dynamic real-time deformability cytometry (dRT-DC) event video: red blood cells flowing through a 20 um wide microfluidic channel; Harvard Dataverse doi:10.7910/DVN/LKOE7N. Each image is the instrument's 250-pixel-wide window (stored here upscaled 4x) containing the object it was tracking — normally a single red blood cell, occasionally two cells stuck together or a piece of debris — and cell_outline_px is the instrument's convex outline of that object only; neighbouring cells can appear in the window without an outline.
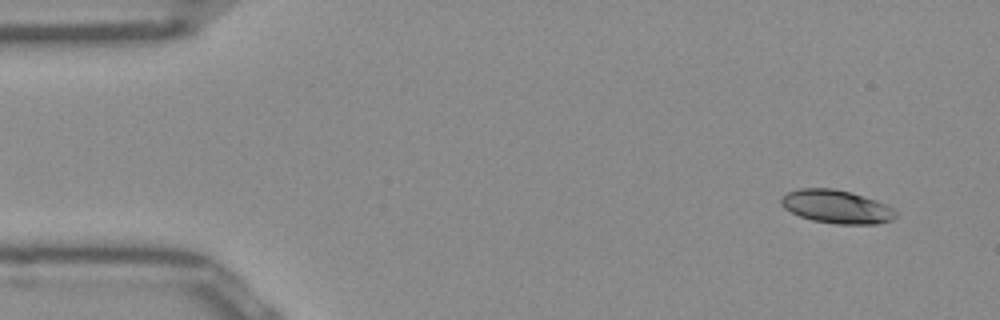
{"species": "Egyptian fruit bat (a non-hibernating species)", "species_latin": "Rousettus aegyptiacus", "temperature_condition": "room temperature", "stored_images_in_passage": 48, "camera_frame_rate_fps": 3000, "um_per_image_px": 0.085, "frame": {"image": 1, "passage_image": 1, "time_ms": 0.0, "image_size_px": [1000, 320], "cell_outline_px": [[896, 216], [892, 220], [876, 224], [836, 224], [812, 220], [800, 216], [784, 208], [780, 204], [780, 200], [788, 192], [800, 188], [832, 188], [852, 192], [876, 200], [892, 208], [896, 212]], "centroid_in_image_um": [71.1, 17.57], "position_along_channel_um": 13.9, "area_um2": 22.2}}
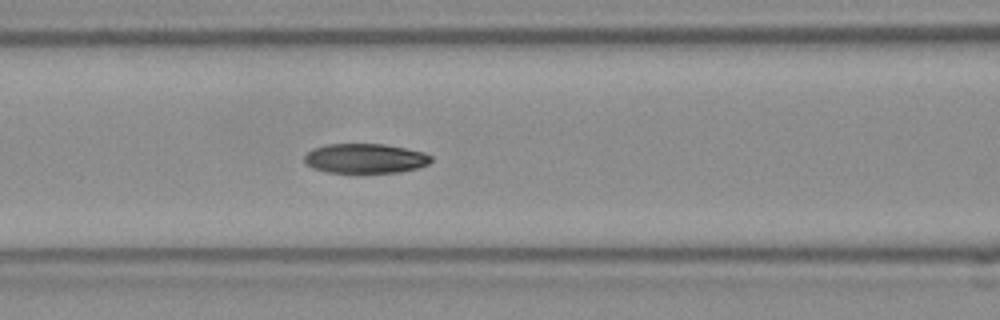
{"frame": {"image": 2, "passage_image": 18, "time_ms": 5.667, "image_size_px": [1000, 320], "cell_outline_px": [[432, 160], [428, 164], [420, 168], [400, 172], [328, 172], [312, 168], [304, 164], [304, 156], [312, 148], [328, 144], [384, 144], [424, 152], [432, 156]], "centroid_in_image_um": [31.04, 13.46], "position_along_channel_um": 135.6, "area_um2": 21.96}}
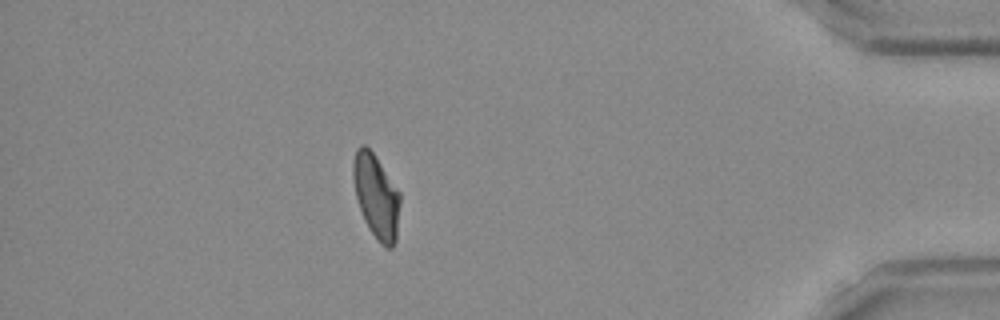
{"frame": {"image": 3, "passage_image": 42, "time_ms": 13.667, "image_size_px": [1000, 320], "cell_outline_px": [[400, 200], [396, 240], [392, 248], [388, 248], [380, 244], [364, 220], [356, 196], [352, 176], [352, 164], [356, 148], [360, 144], [364, 144], [376, 156], [400, 192]], "centroid_in_image_um": [31.97, 16.65], "position_along_channel_um": 403.2, "area_um2": 22.95}, "authors_computed_cell_mechanics": {"area_um2": 22.7154, "velocity_mm_per_s": 3.9646, "shape_relaxation_time_tau1_ms": 5.7085, "shape_relaxation_time_tau2_ms": 3.1154, "deformation_change_tau1": 0.172, "deformation_change_tau2": 0.0751}}